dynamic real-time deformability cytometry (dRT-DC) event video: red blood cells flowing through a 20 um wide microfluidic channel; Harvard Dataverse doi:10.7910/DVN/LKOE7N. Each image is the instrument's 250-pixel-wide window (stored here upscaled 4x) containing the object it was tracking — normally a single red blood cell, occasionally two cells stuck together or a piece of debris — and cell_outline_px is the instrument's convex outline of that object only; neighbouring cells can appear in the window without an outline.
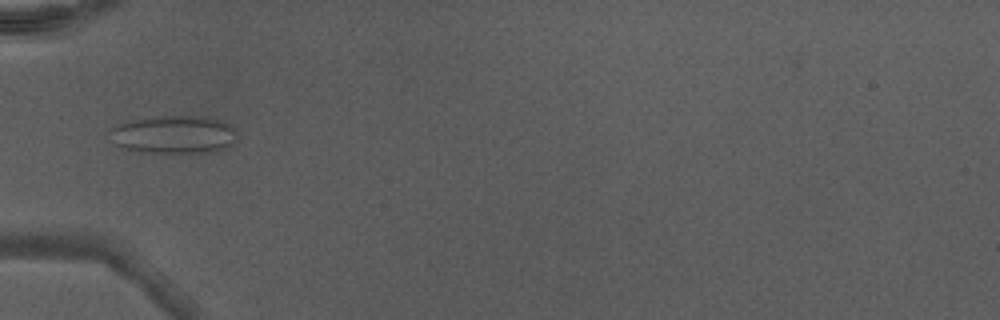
{"species": "Egyptian fruit bat (a non-hibernating species)", "species_latin": "Rousettus aegyptiacus", "temperature_condition": "warm", "stored_images_in_passage": 32, "camera_frame_rate_fps": 3000, "um_per_image_px": 0.085, "animal": {"sex": "male"}, "frame": {"image": 1, "passage_image": 1, "time_ms": 0.0, "image_size_px": [1000, 320], "cell_outline_px": [[236, 132], [232, 144], [224, 148], [212, 152], [148, 152], [124, 148], [116, 144], [108, 132], [112, 128], [124, 120], [164, 116], [212, 116], [236, 128]], "centroid_in_image_um": [14.78, 11.41], "position_along_channel_um": 70.2, "area_um2": 28.15}}
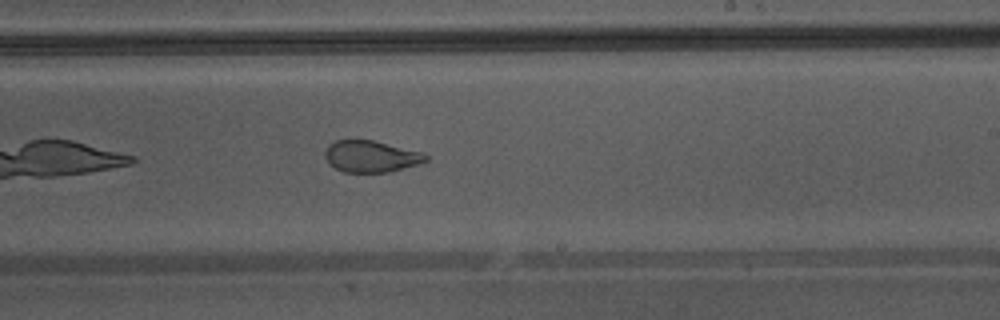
{"frame": {"image": 2, "passage_image": 14, "time_ms": 4.333, "image_size_px": [1000, 320], "cell_outline_px": [[428, 160], [416, 164], [388, 172], [344, 172], [336, 168], [324, 156], [324, 152], [328, 144], [336, 140], [372, 140], [424, 152], [428, 156]], "centroid_in_image_um": [31.53, 13.28], "position_along_channel_um": 257.5, "area_um2": 18.38}, "authors_computed_cell_mechanics": {"area_um2": 21.1548, "velocity_mm_per_s": 4.3563, "shape_relaxation_time_tau1_ms": null, "shape_relaxation_time_tau2_ms": 1.2102, "deformation_change_tau1": null, "deformation_change_tau2": 0.0851}}